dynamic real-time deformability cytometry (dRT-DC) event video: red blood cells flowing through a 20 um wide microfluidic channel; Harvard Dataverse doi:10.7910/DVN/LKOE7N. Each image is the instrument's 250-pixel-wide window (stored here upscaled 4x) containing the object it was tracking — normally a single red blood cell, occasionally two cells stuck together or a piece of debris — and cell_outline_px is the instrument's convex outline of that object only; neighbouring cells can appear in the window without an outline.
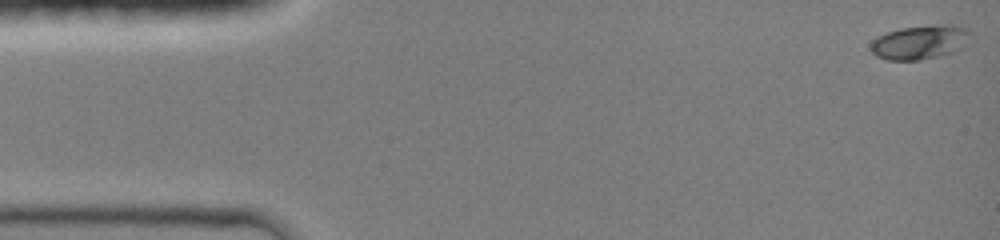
{"species": "common noctule bat (a hibernating species)", "species_latin": "Nyctalus noctula", "temperature_condition": "room temperature", "stored_images_in_passage": 18, "camera_frame_rate_fps": 3000, "um_per_image_px": 0.085, "animal": {"sex": "female", "body_mass_g": 19.0, "forearm_length_mm": 51.5}, "frame": {"image": 1, "passage_image": 1, "time_ms": 0.0, "image_size_px": [1000, 240], "cell_outline_px": [[972, 32], [968, 44], [956, 52], [920, 60], [888, 60], [876, 56], [872, 52], [872, 40], [876, 36], [900, 28], [932, 24], [952, 24], [968, 28]], "centroid_in_image_um": [78.27, 3.57], "position_along_channel_um": 6.7, "area_um2": 20.29}}
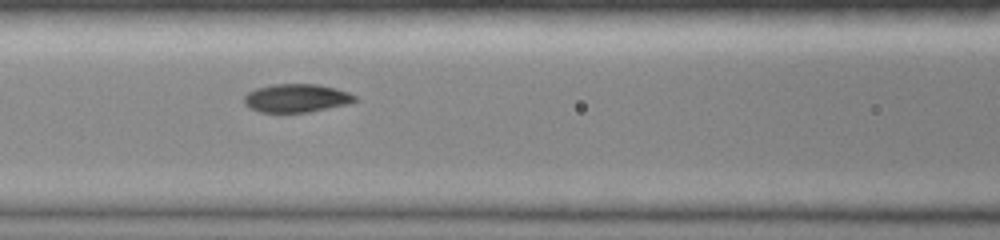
{"frame": {"image": 2, "passage_image": 11, "time_ms": 6.0, "image_size_px": [1000, 240], "cell_outline_px": [[360, 100], [348, 104], [308, 112], [260, 112], [248, 108], [244, 104], [244, 96], [248, 92], [256, 88], [272, 84], [316, 84], [348, 92], [356, 96]], "centroid_in_image_um": [25.18, 8.34], "position_along_channel_um": 141.4, "area_um2": 18.32}}
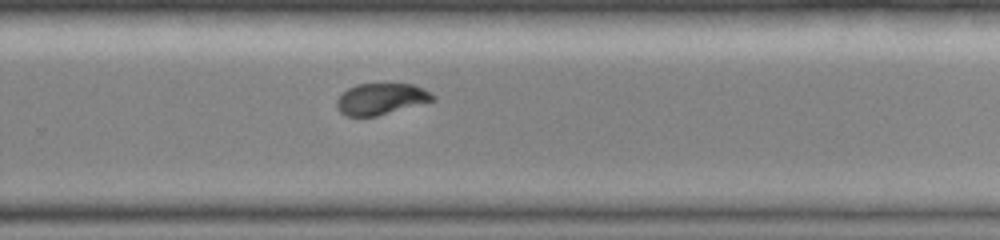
{"frame": {"image": 3, "passage_image": 18, "time_ms": 9.667, "image_size_px": [1000, 240], "cell_outline_px": [[436, 100], [376, 116], [344, 116], [336, 108], [336, 100], [348, 88], [356, 84], [412, 84], [424, 88], [436, 96]], "centroid_in_image_um": [32.39, 8.41], "position_along_channel_um": 297.4, "area_um2": 17.57}}